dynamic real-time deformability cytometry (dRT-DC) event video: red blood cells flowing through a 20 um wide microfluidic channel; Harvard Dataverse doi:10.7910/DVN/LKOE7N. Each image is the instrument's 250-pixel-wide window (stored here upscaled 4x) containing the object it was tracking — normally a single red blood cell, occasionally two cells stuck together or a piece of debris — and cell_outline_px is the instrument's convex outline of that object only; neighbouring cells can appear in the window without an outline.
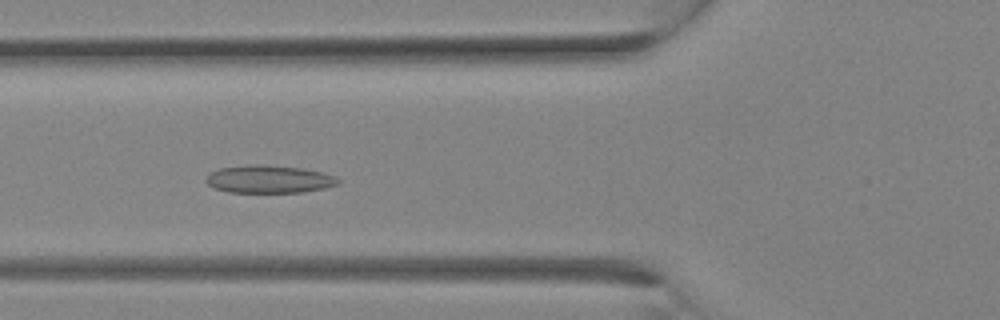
{"species": "Egyptian fruit bat (a non-hibernating species)", "species_latin": "Rousettus aegyptiacus", "temperature_condition": "room temperature", "stored_images_in_passage": 27, "camera_frame_rate_fps": 3000, "um_per_image_px": 0.085, "animal": {"sex": "female"}, "frame": {"image": 1, "passage_image": 9, "time_ms": 2.667, "image_size_px": [1000, 320], "cell_outline_px": [[340, 184], [324, 188], [304, 192], [228, 192], [212, 188], [204, 180], [208, 172], [220, 168], [244, 164], [260, 164], [304, 168], [324, 172], [336, 176], [340, 180]], "centroid_in_image_um": [22.85, 15.22], "position_along_channel_um": 103.0, "area_um2": 21.85}}
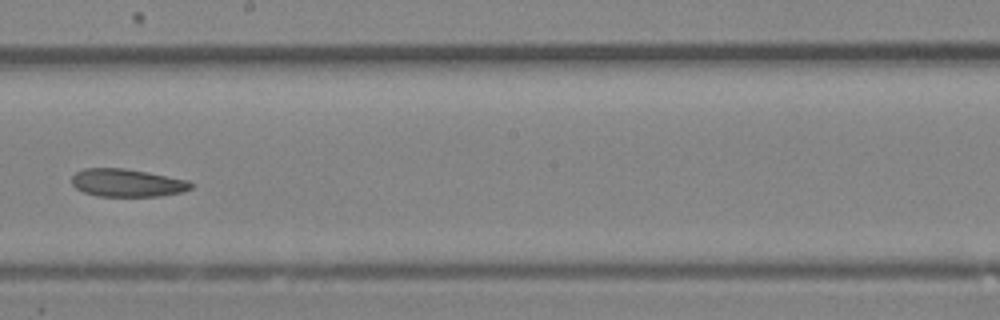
{"frame": {"image": 2, "passage_image": 15, "time_ms": 4.667, "image_size_px": [1000, 320], "cell_outline_px": [[192, 188], [184, 192], [160, 196], [96, 196], [84, 192], [76, 188], [72, 184], [72, 176], [76, 172], [84, 168], [124, 168], [148, 172], [188, 180], [192, 184]], "centroid_in_image_um": [10.81, 15.54], "position_along_channel_um": 237.4, "area_um2": 19.42}}
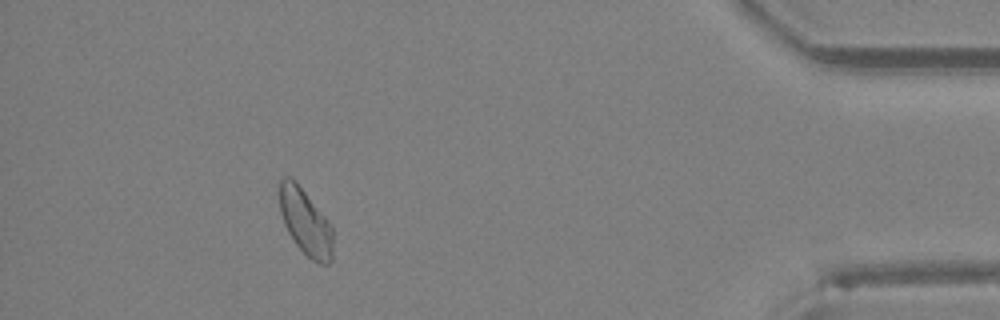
{"frame": {"image": 3, "passage_image": 25, "time_ms": 8.0, "image_size_px": [1000, 320], "cell_outline_px": [[332, 260], [328, 264], [320, 264], [312, 260], [296, 244], [288, 232], [284, 224], [280, 212], [280, 180], [284, 176], [288, 176], [296, 180], [332, 224]], "centroid_in_image_um": [25.98, 18.85], "position_along_channel_um": 409.2, "area_um2": 20.69}}